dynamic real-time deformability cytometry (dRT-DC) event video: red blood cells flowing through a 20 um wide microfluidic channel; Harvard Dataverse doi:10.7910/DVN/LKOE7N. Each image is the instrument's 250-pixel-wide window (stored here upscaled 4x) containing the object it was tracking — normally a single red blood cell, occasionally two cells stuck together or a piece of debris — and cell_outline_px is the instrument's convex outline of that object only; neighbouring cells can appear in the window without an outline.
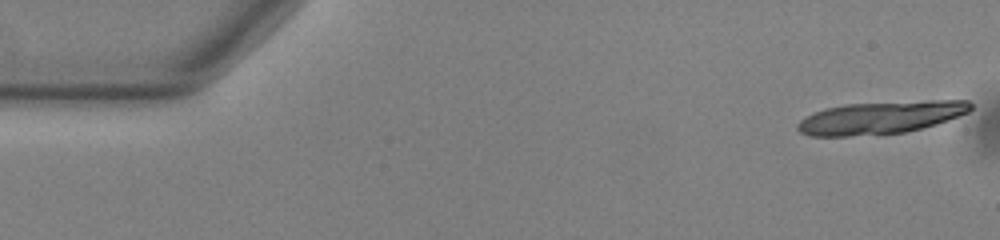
{"species": "common noctule bat (a hibernating species)", "species_latin": "Nyctalus noctula", "temperature_condition": "warm", "stored_images_in_passage": 16, "camera_frame_rate_fps": 3000, "um_per_image_px": 0.085, "animal": {"sex": "male", "body_mass_g": 13.0, "forearm_length_mm": 53.1}, "frame": {"image": 1, "passage_image": 1, "time_ms": 0.0, "image_size_px": [1000, 240], "cell_outline_px": [[972, 108], [968, 112], [936, 124], [904, 132], [848, 136], [808, 136], [800, 132], [796, 128], [796, 124], [804, 116], [812, 112], [824, 108], [844, 104], [928, 100], [968, 100], [972, 104]], "centroid_in_image_um": [74.8, 9.98], "position_along_channel_um": 10.2, "area_um2": 32.95}}